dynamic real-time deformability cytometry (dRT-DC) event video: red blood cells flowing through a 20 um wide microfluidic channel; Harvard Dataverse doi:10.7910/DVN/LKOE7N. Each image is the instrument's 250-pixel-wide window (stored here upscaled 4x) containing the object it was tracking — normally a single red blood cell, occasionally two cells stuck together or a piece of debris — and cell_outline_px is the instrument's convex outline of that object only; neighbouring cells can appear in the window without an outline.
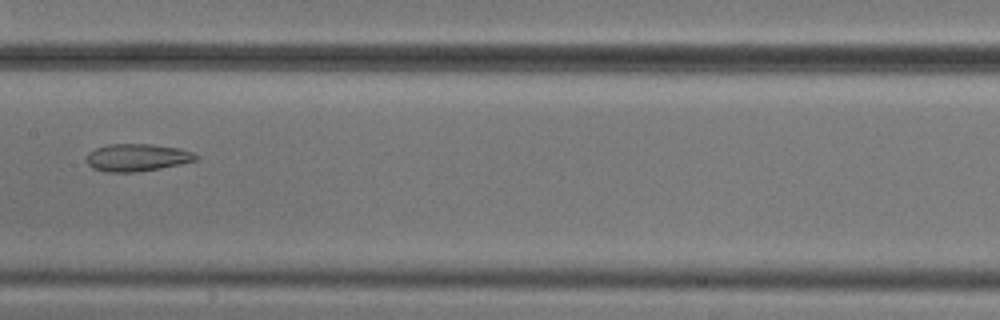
{"species": "common noctule bat (a hibernating species)", "species_latin": "Nyctalus noctula", "temperature_condition": "cold", "stored_images_in_passage": 12, "camera_frame_rate_fps": 3000, "um_per_image_px": 0.085, "animal": {"sex": "male", "body_mass_g": 20.5, "forearm_length_mm": 52.5}, "frame": {"image": 1, "passage_image": 9, "time_ms": 10.333, "image_size_px": [1000, 320], "cell_outline_px": [[200, 160], [160, 168], [132, 172], [104, 172], [92, 168], [88, 164], [88, 152], [96, 148], [108, 144], [152, 144], [180, 148], [192, 152], [200, 156]], "centroid_in_image_um": [11.69, 13.38], "position_along_channel_um": 195.7, "area_um2": 17.57}}
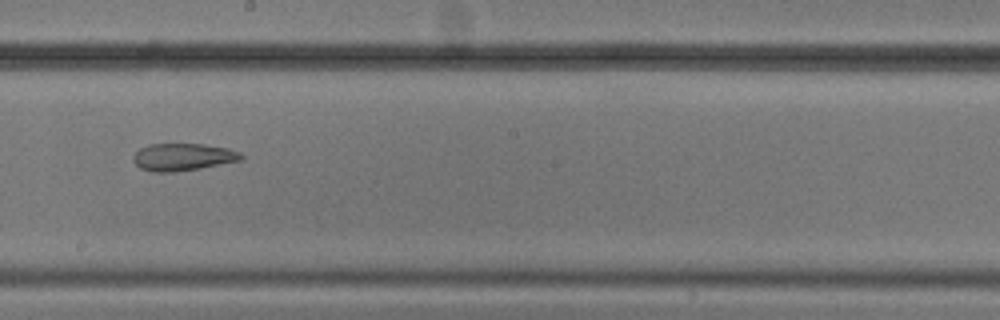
{"frame": {"image": 2, "passage_image": 10, "time_ms": 11.333, "image_size_px": [1000, 320], "cell_outline_px": [[244, 160], [200, 168], [172, 172], [152, 172], [140, 168], [132, 160], [132, 156], [140, 148], [148, 144], [204, 144], [228, 148], [240, 152], [244, 156]], "centroid_in_image_um": [15.56, 13.34], "position_along_channel_um": 232.6, "area_um2": 17.34}}